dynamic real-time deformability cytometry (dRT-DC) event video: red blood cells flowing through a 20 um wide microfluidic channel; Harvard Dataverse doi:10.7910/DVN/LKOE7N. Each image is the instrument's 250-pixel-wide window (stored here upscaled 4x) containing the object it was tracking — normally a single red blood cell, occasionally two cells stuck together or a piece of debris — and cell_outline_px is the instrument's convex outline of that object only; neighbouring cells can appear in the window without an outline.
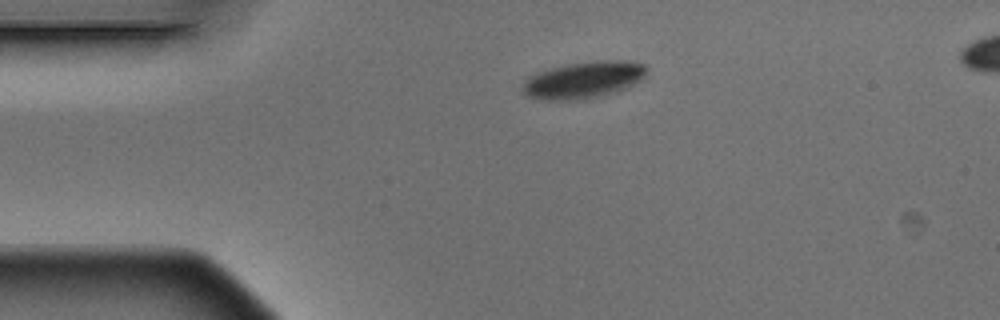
{"species": "Egyptian fruit bat (a non-hibernating species)", "species_latin": "Rousettus aegyptiacus", "temperature_condition": "warm", "stored_images_in_passage": 3, "segment_of_instrument_passage": [1, 2], "camera_frame_rate_fps": 3000, "um_per_image_px": 0.085, "animal": {"sex": "male"}, "frame": {"image": 1, "passage_image": 1, "time_ms": 0.0, "image_size_px": [1000, 320], "cell_outline_px": [[648, 72], [640, 80], [628, 88], [620, 92], [572, 100], [544, 100], [528, 96], [520, 88], [524, 80], [528, 76], [536, 72], [568, 64], [604, 60], [628, 60], [644, 64], [648, 68]], "centroid_in_image_um": [49.62, 6.79], "position_along_channel_um": 35.4, "area_um2": 26.76}}